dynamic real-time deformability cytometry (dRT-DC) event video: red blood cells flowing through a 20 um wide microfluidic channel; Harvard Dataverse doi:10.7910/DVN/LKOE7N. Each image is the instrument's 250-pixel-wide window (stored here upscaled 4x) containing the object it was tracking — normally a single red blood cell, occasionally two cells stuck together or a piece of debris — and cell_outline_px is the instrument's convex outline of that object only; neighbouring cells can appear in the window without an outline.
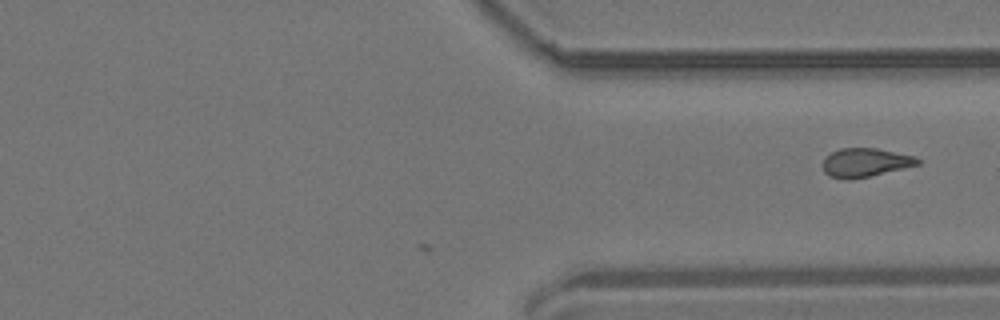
{"species": "common noctule bat (a hibernating species)", "species_latin": "Nyctalus noctula", "temperature_condition": "room temperature", "stored_images_in_passage": 24, "camera_frame_rate_fps": 3000, "um_per_image_px": 0.085, "animal": {"sex": "male", "body_mass_g": 19.2, "forearm_length_mm": 51.8}, "frame": {"image": 1, "passage_image": 24, "time_ms": 7.667, "image_size_px": [1000, 320], "cell_outline_px": [[920, 164], [904, 168], [868, 176], [848, 180], [844, 180], [828, 176], [824, 172], [824, 156], [840, 148], [876, 148], [916, 156], [920, 160]], "centroid_in_image_um": [73.53, 13.81], "position_along_channel_um": 337.9, "area_um2": 15.9}}